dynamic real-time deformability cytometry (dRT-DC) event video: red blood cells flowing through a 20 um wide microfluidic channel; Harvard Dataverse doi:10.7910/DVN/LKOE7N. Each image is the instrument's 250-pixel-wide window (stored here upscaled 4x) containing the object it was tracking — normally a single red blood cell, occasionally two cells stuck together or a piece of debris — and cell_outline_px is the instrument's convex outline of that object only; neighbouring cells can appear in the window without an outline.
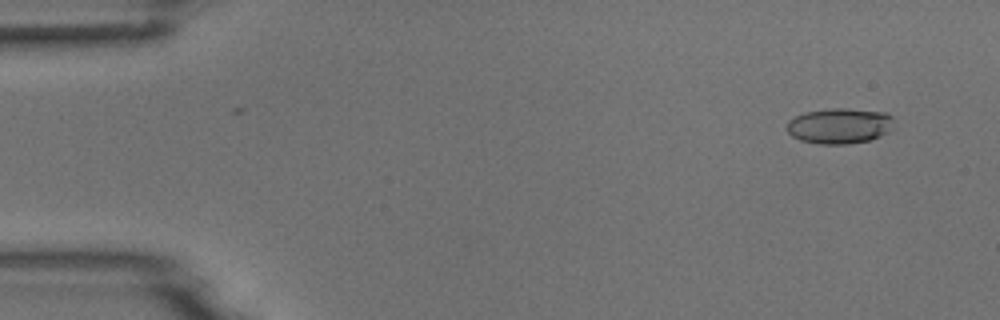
{"species": "common noctule bat (a hibernating species)", "species_latin": "Nyctalus noctula", "temperature_condition": "room temperature", "stored_images_in_passage": 4, "camera_frame_rate_fps": 3000, "um_per_image_px": 0.085, "animal": {"sex": "male", "body_mass_g": 18.8}, "frame": {"image": 1, "passage_image": 1, "time_ms": 0.0, "image_size_px": [1000, 320], "cell_outline_px": [[892, 128], [888, 132], [880, 136], [868, 140], [848, 144], [820, 144], [800, 140], [792, 136], [784, 128], [788, 120], [804, 112], [828, 108], [848, 108], [884, 112], [892, 116]], "centroid_in_image_um": [71.32, 10.69], "position_along_channel_um": 13.7, "area_um2": 22.37}}
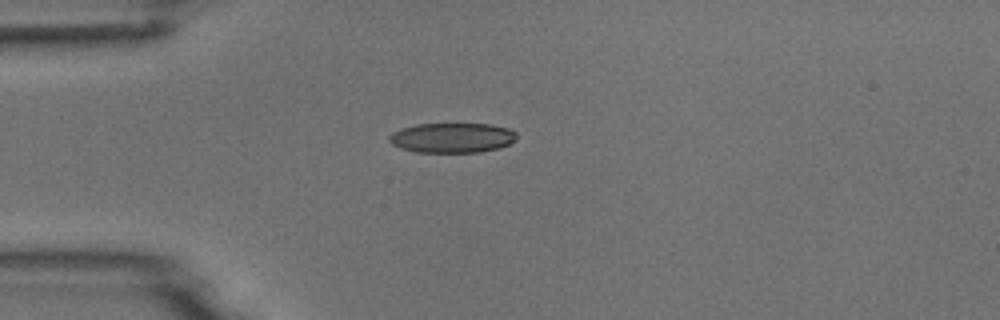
{"frame": {"image": 2, "passage_image": 4, "time_ms": 1.0, "image_size_px": [1000, 320], "cell_outline_px": [[516, 140], [500, 148], [480, 152], [416, 152], [400, 148], [392, 144], [388, 140], [388, 136], [392, 132], [400, 128], [416, 124], [488, 124], [508, 128], [516, 132]], "centroid_in_image_um": [38.41, 11.71], "position_along_channel_um": 46.6, "area_um2": 22.31}}